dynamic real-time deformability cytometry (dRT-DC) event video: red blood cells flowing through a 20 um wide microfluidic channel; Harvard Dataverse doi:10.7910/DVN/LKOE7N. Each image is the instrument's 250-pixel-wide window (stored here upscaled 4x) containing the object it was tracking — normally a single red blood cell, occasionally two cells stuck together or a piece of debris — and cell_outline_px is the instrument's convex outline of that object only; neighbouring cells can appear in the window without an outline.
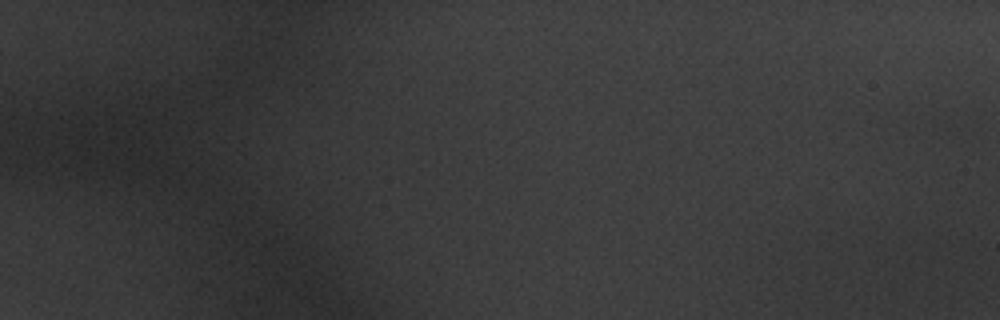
{"species": "common noctule bat (a hibernating species)", "species_latin": "Nyctalus noctula", "temperature_condition": "warm", "stored_images_in_passage": 2, "camera_frame_rate_fps": 3000, "um_per_image_px": 0.085, "animal": {"sex": "male", "body_mass_g": 20.1, "forearm_length_mm": 53.5}, "frame": {"image": 1, "passage_image": 1, "time_ms": 0.0, "image_size_px": [1000, 320], "cell_outline_px": [[148, 136], [140, 160], [132, 176], [112, 176], [96, 168], [96, 160], [120, 140], [140, 132]], "centroid_in_image_um": [10.46, 13.28], "position_along_channel_um": 74.5, "area_um2": 10.17}}